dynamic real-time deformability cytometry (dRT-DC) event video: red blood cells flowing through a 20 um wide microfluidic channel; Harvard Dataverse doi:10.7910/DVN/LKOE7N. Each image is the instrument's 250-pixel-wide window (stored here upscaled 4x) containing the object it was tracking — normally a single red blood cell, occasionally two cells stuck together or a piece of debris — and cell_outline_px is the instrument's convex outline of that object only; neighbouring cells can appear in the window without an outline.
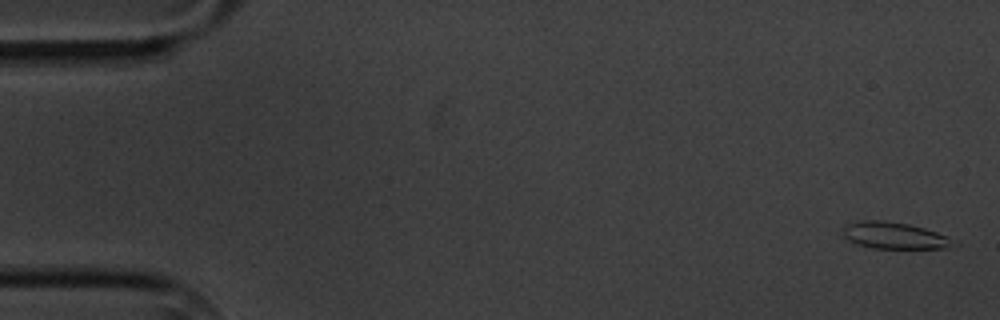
{"species": "common noctule bat (a hibernating species)", "species_latin": "Nyctalus noctula", "temperature_condition": "cold", "stored_images_in_passage": 9, "segment_of_instrument_passage": [1, 2], "camera_frame_rate_fps": 3000, "um_per_image_px": 0.085, "animal": {"sex": "male", "body_mass_g": 20.1, "forearm_length_mm": 53.5}, "frame": {"image": 1, "passage_image": 1, "time_ms": 0.0, "image_size_px": [1000, 320], "cell_outline_px": [[960, 244], [944, 248], [872, 248], [856, 244], [848, 240], [840, 232], [848, 224], [864, 220], [880, 220], [908, 224], [924, 228], [948, 236]], "centroid_in_image_um": [76.03, 20.03], "position_along_channel_um": 9.0, "area_um2": 17.17}}
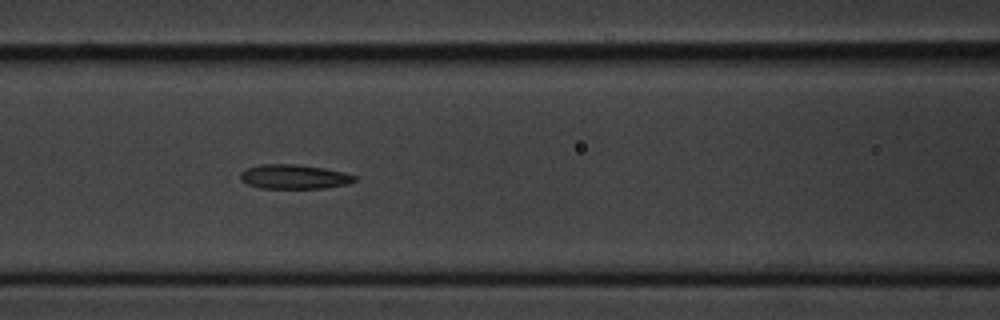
{"frame": {"image": 2, "passage_image": 7, "time_ms": 7.667, "image_size_px": [1000, 320], "cell_outline_px": [[356, 180], [348, 184], [324, 188], [260, 188], [248, 184], [240, 180], [240, 172], [248, 168], [260, 164], [296, 164], [324, 168], [344, 172], [356, 176]], "centroid_in_image_um": [24.99, 15.02], "position_along_channel_um": 141.6, "area_um2": 16.24}}
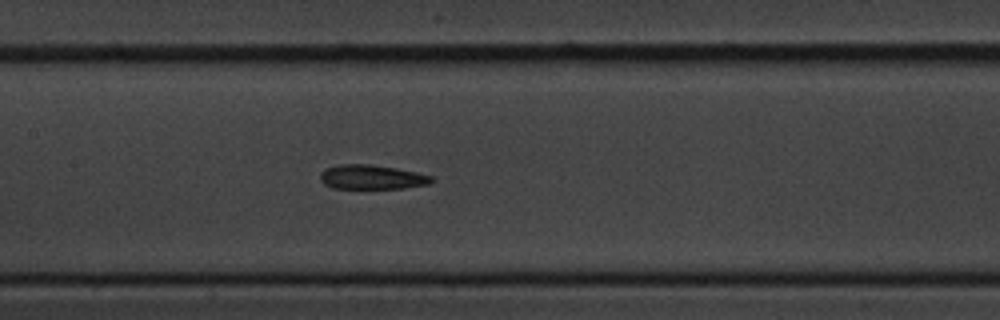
{"frame": {"image": 3, "passage_image": 8, "time_ms": 8.667, "image_size_px": [1000, 320], "cell_outline_px": [[436, 180], [428, 184], [404, 188], [332, 188], [324, 184], [320, 180], [320, 172], [324, 168], [336, 164], [368, 164], [396, 168], [416, 172], [432, 176]], "centroid_in_image_um": [31.57, 15.04], "position_along_channel_um": 175.8, "area_um2": 15.95}}